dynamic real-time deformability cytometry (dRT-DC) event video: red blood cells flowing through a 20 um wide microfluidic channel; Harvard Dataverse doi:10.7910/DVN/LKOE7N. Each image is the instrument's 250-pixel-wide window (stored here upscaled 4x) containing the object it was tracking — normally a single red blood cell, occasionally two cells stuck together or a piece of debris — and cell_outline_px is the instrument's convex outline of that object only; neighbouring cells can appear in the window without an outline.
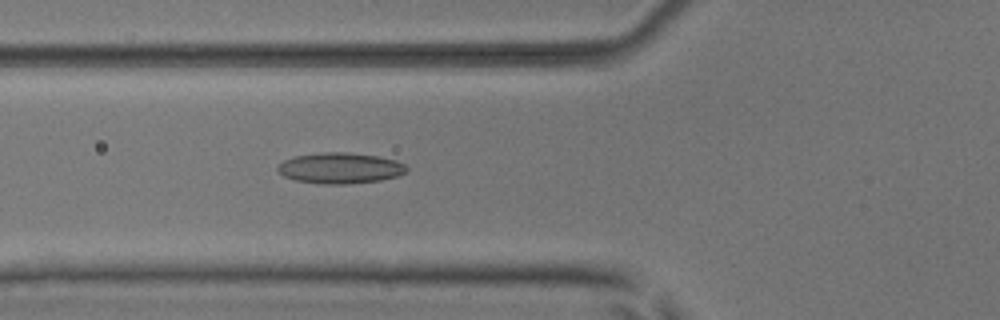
{"species": "common noctule bat (a hibernating species)", "species_latin": "Nyctalus noctula", "temperature_condition": "room temperature", "stored_images_in_passage": 5, "camera_frame_rate_fps": 3000, "um_per_image_px": 0.085, "animal": {"sex": "male", "body_mass_g": 17.9, "forearm_length_mm": 54.2}, "frame": {"image": 1, "passage_image": 5, "time_ms": 5.333, "image_size_px": [1000, 320], "cell_outline_px": [[408, 172], [396, 176], [380, 180], [348, 184], [320, 184], [296, 180], [284, 176], [276, 168], [284, 160], [296, 156], [324, 152], [344, 152], [376, 156], [396, 160], [404, 164], [408, 168]], "centroid_in_image_um": [28.93, 14.29], "position_along_channel_um": 96.9, "area_um2": 23.0}}